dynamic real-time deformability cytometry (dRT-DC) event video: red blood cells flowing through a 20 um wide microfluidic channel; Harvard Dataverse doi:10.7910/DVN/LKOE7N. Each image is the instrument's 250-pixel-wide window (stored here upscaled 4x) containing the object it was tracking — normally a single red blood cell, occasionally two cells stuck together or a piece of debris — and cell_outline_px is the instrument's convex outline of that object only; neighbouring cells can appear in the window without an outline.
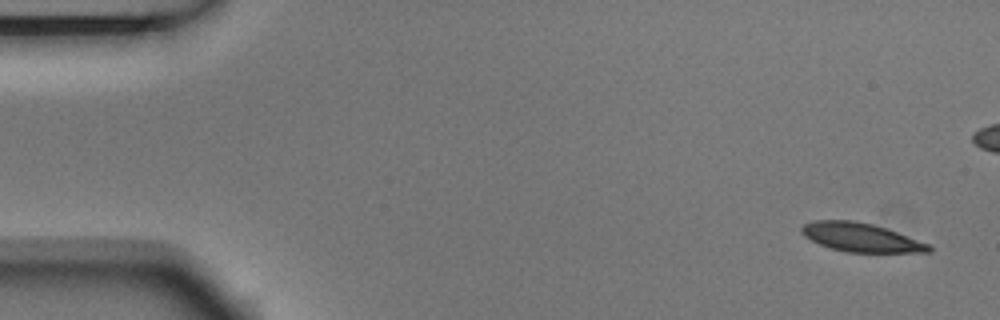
{"species": "Egyptian fruit bat (a non-hibernating species)", "species_latin": "Rousettus aegyptiacus", "temperature_condition": "room temperature", "stored_images_in_passage": 5, "camera_frame_rate_fps": 3000, "um_per_image_px": 0.085, "animal": {"sex": "male"}, "frame": {"image": 1, "passage_image": 1, "time_ms": 0.0, "image_size_px": [1000, 320], "cell_outline_px": [[932, 252], [848, 252], [832, 248], [820, 244], [804, 236], [800, 232], [800, 228], [804, 224], [812, 220], [856, 220], [872, 224], [896, 232], [928, 244], [932, 248]], "centroid_in_image_um": [73.13, 20.17], "position_along_channel_um": 11.9, "area_um2": 21.04}}